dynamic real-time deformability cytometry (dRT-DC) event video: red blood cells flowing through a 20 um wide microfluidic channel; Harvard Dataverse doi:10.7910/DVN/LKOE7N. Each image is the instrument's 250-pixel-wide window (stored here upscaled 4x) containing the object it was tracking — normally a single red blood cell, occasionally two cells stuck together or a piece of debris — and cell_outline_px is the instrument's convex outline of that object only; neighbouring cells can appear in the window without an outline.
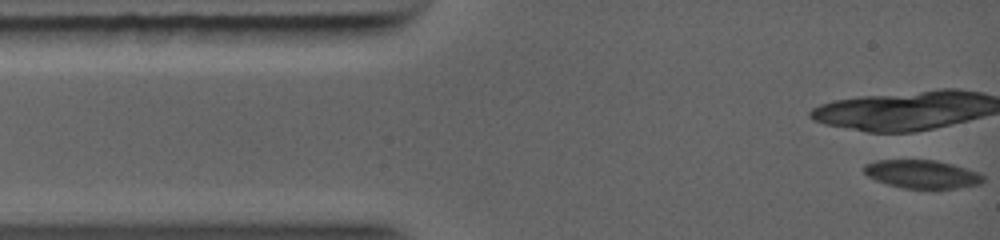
{"species": "common noctule bat (a hibernating species)", "species_latin": "Nyctalus noctula", "temperature_condition": "warm", "stored_images_in_passage": 4, "camera_frame_rate_fps": 5000, "um_per_image_px": 0.085, "animal": {"sex": "female", "body_mass_g": 19.0, "forearm_length_mm": 56.7}, "frame": {"image": 1, "passage_image": 1, "time_ms": 0.0, "image_size_px": [1000, 240], "cell_outline_px": [[980, 180], [968, 184], [948, 188], [908, 188], [892, 184], [880, 180], [864, 172], [864, 168], [868, 164], [884, 160], [932, 160], [948, 164], [972, 172], [980, 176]], "centroid_in_image_um": [78.24, 14.78], "position_along_channel_um": 6.8, "area_um2": 17.69}}